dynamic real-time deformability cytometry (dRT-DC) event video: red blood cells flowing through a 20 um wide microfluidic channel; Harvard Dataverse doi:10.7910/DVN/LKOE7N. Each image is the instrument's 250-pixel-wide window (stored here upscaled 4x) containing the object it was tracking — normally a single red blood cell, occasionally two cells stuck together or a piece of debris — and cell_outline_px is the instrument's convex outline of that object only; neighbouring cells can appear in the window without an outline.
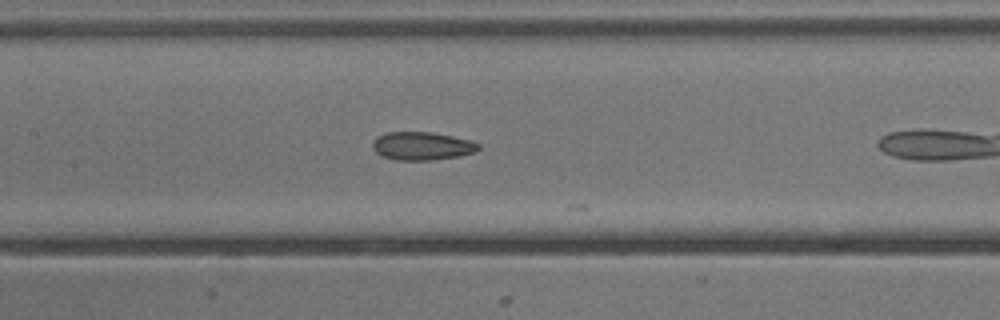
{"species": "common noctule bat (a hibernating species)", "species_latin": "Nyctalus noctula", "temperature_condition": "cold", "stored_images_in_passage": 11, "camera_frame_rate_fps": 3000, "um_per_image_px": 0.085, "animal": {"sex": "male", "body_mass_g": 13.3}, "frame": {"image": 1, "passage_image": 8, "time_ms": 2.333, "image_size_px": [1000, 320], "cell_outline_px": [[480, 148], [476, 152], [460, 156], [432, 160], [396, 160], [380, 156], [372, 148], [372, 144], [376, 136], [384, 132], [432, 132], [452, 136], [468, 140], [480, 144]], "centroid_in_image_um": [35.84, 12.41], "position_along_channel_um": 171.6, "area_um2": 17.57}}